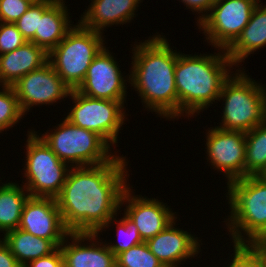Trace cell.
Wrapping results in <instances>:
<instances>
[{
    "label": "cell",
    "mask_w": 266,
    "mask_h": 267,
    "mask_svg": "<svg viewBox=\"0 0 266 267\" xmlns=\"http://www.w3.org/2000/svg\"><path fill=\"white\" fill-rule=\"evenodd\" d=\"M120 154L104 164L69 169L55 199L70 233H97L120 210L131 179L130 161Z\"/></svg>",
    "instance_id": "6da1fadb"
},
{
    "label": "cell",
    "mask_w": 266,
    "mask_h": 267,
    "mask_svg": "<svg viewBox=\"0 0 266 267\" xmlns=\"http://www.w3.org/2000/svg\"><path fill=\"white\" fill-rule=\"evenodd\" d=\"M163 34L155 32L146 40L135 39L130 44L129 80L144 110L154 112L160 119L175 121L178 120V93L174 73L178 51Z\"/></svg>",
    "instance_id": "7a4b0ae2"
},
{
    "label": "cell",
    "mask_w": 266,
    "mask_h": 267,
    "mask_svg": "<svg viewBox=\"0 0 266 267\" xmlns=\"http://www.w3.org/2000/svg\"><path fill=\"white\" fill-rule=\"evenodd\" d=\"M214 50L217 52L203 54L178 51L174 73L178 93V119L185 117L190 121V118H196L201 112L217 104L224 82L237 69L225 50Z\"/></svg>",
    "instance_id": "3957f363"
},
{
    "label": "cell",
    "mask_w": 266,
    "mask_h": 267,
    "mask_svg": "<svg viewBox=\"0 0 266 267\" xmlns=\"http://www.w3.org/2000/svg\"><path fill=\"white\" fill-rule=\"evenodd\" d=\"M226 185L224 195L230 211L222 222L229 243L262 244L266 240V181L247 176Z\"/></svg>",
    "instance_id": "277c9868"
},
{
    "label": "cell",
    "mask_w": 266,
    "mask_h": 267,
    "mask_svg": "<svg viewBox=\"0 0 266 267\" xmlns=\"http://www.w3.org/2000/svg\"><path fill=\"white\" fill-rule=\"evenodd\" d=\"M247 71L236 69L224 82L217 100L223 103L222 117L216 127L246 133L266 120V85Z\"/></svg>",
    "instance_id": "5b68a950"
},
{
    "label": "cell",
    "mask_w": 266,
    "mask_h": 267,
    "mask_svg": "<svg viewBox=\"0 0 266 267\" xmlns=\"http://www.w3.org/2000/svg\"><path fill=\"white\" fill-rule=\"evenodd\" d=\"M59 122L43 134L32 130L70 167L104 164L118 155V149L113 152L114 148L96 132L73 125L65 118Z\"/></svg>",
    "instance_id": "8992f818"
},
{
    "label": "cell",
    "mask_w": 266,
    "mask_h": 267,
    "mask_svg": "<svg viewBox=\"0 0 266 267\" xmlns=\"http://www.w3.org/2000/svg\"><path fill=\"white\" fill-rule=\"evenodd\" d=\"M105 36L76 22L48 54V62L71 90L79 87L92 60L108 44Z\"/></svg>",
    "instance_id": "52a82bcc"
},
{
    "label": "cell",
    "mask_w": 266,
    "mask_h": 267,
    "mask_svg": "<svg viewBox=\"0 0 266 267\" xmlns=\"http://www.w3.org/2000/svg\"><path fill=\"white\" fill-rule=\"evenodd\" d=\"M25 136L24 168L21 169L25 180L21 179L22 185L30 197L56 198L71 167L61 161L32 128L27 130Z\"/></svg>",
    "instance_id": "ba28073f"
},
{
    "label": "cell",
    "mask_w": 266,
    "mask_h": 267,
    "mask_svg": "<svg viewBox=\"0 0 266 267\" xmlns=\"http://www.w3.org/2000/svg\"><path fill=\"white\" fill-rule=\"evenodd\" d=\"M68 99L73 105L68 107L67 116L63 118L80 128L96 132L115 150L120 143V130L130 120L125 107L127 102L92 98L76 90L70 91Z\"/></svg>",
    "instance_id": "9c48e42d"
},
{
    "label": "cell",
    "mask_w": 266,
    "mask_h": 267,
    "mask_svg": "<svg viewBox=\"0 0 266 267\" xmlns=\"http://www.w3.org/2000/svg\"><path fill=\"white\" fill-rule=\"evenodd\" d=\"M257 4L254 0H216L197 24L203 43L226 50L246 27Z\"/></svg>",
    "instance_id": "30bf717a"
},
{
    "label": "cell",
    "mask_w": 266,
    "mask_h": 267,
    "mask_svg": "<svg viewBox=\"0 0 266 267\" xmlns=\"http://www.w3.org/2000/svg\"><path fill=\"white\" fill-rule=\"evenodd\" d=\"M205 156L210 169L221 173L226 184L245 177V132L223 130L216 126L205 132Z\"/></svg>",
    "instance_id": "8fae6325"
},
{
    "label": "cell",
    "mask_w": 266,
    "mask_h": 267,
    "mask_svg": "<svg viewBox=\"0 0 266 267\" xmlns=\"http://www.w3.org/2000/svg\"><path fill=\"white\" fill-rule=\"evenodd\" d=\"M109 48L105 46L92 60L83 82L76 91L92 98L126 102L129 99V73L122 72L117 57H114L115 53Z\"/></svg>",
    "instance_id": "7c38bea8"
},
{
    "label": "cell",
    "mask_w": 266,
    "mask_h": 267,
    "mask_svg": "<svg viewBox=\"0 0 266 267\" xmlns=\"http://www.w3.org/2000/svg\"><path fill=\"white\" fill-rule=\"evenodd\" d=\"M12 87L25 117L33 107L64 102L71 91L49 62L20 78Z\"/></svg>",
    "instance_id": "4fadbf2b"
},
{
    "label": "cell",
    "mask_w": 266,
    "mask_h": 267,
    "mask_svg": "<svg viewBox=\"0 0 266 267\" xmlns=\"http://www.w3.org/2000/svg\"><path fill=\"white\" fill-rule=\"evenodd\" d=\"M135 193L133 185L129 184L123 191L120 209L135 223L143 242H147L162 232L179 215L158 197L148 198V196L135 195Z\"/></svg>",
    "instance_id": "5bb4252c"
},
{
    "label": "cell",
    "mask_w": 266,
    "mask_h": 267,
    "mask_svg": "<svg viewBox=\"0 0 266 267\" xmlns=\"http://www.w3.org/2000/svg\"><path fill=\"white\" fill-rule=\"evenodd\" d=\"M19 229L51 240L59 247L70 231L65 227L55 198L29 197L25 202Z\"/></svg>",
    "instance_id": "9a60e30c"
},
{
    "label": "cell",
    "mask_w": 266,
    "mask_h": 267,
    "mask_svg": "<svg viewBox=\"0 0 266 267\" xmlns=\"http://www.w3.org/2000/svg\"><path fill=\"white\" fill-rule=\"evenodd\" d=\"M178 218L146 242L150 251L165 267H180L181 264L184 267L186 260L190 262L188 260H193L198 255L200 257V252L203 251L201 236L197 237L195 233L177 227L180 225L176 223Z\"/></svg>",
    "instance_id": "2e32d148"
},
{
    "label": "cell",
    "mask_w": 266,
    "mask_h": 267,
    "mask_svg": "<svg viewBox=\"0 0 266 267\" xmlns=\"http://www.w3.org/2000/svg\"><path fill=\"white\" fill-rule=\"evenodd\" d=\"M103 240L97 233H70L59 246L64 267H116V256Z\"/></svg>",
    "instance_id": "e0dca14e"
},
{
    "label": "cell",
    "mask_w": 266,
    "mask_h": 267,
    "mask_svg": "<svg viewBox=\"0 0 266 267\" xmlns=\"http://www.w3.org/2000/svg\"><path fill=\"white\" fill-rule=\"evenodd\" d=\"M78 22L85 28L100 33L134 21L144 0H90ZM118 25V26H117ZM107 28V29H106Z\"/></svg>",
    "instance_id": "ac0fdd59"
},
{
    "label": "cell",
    "mask_w": 266,
    "mask_h": 267,
    "mask_svg": "<svg viewBox=\"0 0 266 267\" xmlns=\"http://www.w3.org/2000/svg\"><path fill=\"white\" fill-rule=\"evenodd\" d=\"M48 63V53L33 42L0 55V86H12L20 78Z\"/></svg>",
    "instance_id": "d6986e66"
},
{
    "label": "cell",
    "mask_w": 266,
    "mask_h": 267,
    "mask_svg": "<svg viewBox=\"0 0 266 267\" xmlns=\"http://www.w3.org/2000/svg\"><path fill=\"white\" fill-rule=\"evenodd\" d=\"M264 47H266V4L258 3L246 27L225 51L237 69L239 67L244 69L241 63H245L249 55L251 57V54H256Z\"/></svg>",
    "instance_id": "ffe728a7"
},
{
    "label": "cell",
    "mask_w": 266,
    "mask_h": 267,
    "mask_svg": "<svg viewBox=\"0 0 266 267\" xmlns=\"http://www.w3.org/2000/svg\"><path fill=\"white\" fill-rule=\"evenodd\" d=\"M65 3H68V1L56 0L39 17L38 29H36L35 36L30 41L43 48L48 54L75 25L71 19L72 16H70V9H68L70 4L66 5Z\"/></svg>",
    "instance_id": "44dd1931"
},
{
    "label": "cell",
    "mask_w": 266,
    "mask_h": 267,
    "mask_svg": "<svg viewBox=\"0 0 266 267\" xmlns=\"http://www.w3.org/2000/svg\"><path fill=\"white\" fill-rule=\"evenodd\" d=\"M1 238L21 267L30 261L50 255L58 248L51 240L34 236L19 228L6 232Z\"/></svg>",
    "instance_id": "7402d4cb"
},
{
    "label": "cell",
    "mask_w": 266,
    "mask_h": 267,
    "mask_svg": "<svg viewBox=\"0 0 266 267\" xmlns=\"http://www.w3.org/2000/svg\"><path fill=\"white\" fill-rule=\"evenodd\" d=\"M30 197L22 183L0 178V237L6 232L17 229L25 202Z\"/></svg>",
    "instance_id": "603a6c76"
},
{
    "label": "cell",
    "mask_w": 266,
    "mask_h": 267,
    "mask_svg": "<svg viewBox=\"0 0 266 267\" xmlns=\"http://www.w3.org/2000/svg\"><path fill=\"white\" fill-rule=\"evenodd\" d=\"M121 209L117 212L116 216H114L113 218H111L98 232L97 234L99 236H103L102 233H105L106 230L109 231V229L113 226H115V233L116 235L114 237H116L117 239L113 242L112 239H110L109 241L104 240L105 244L107 245V247L109 248V250L115 255L117 256L118 254L128 250L129 248H131L132 246H135L137 244H142L143 240L139 235L137 226L135 225V223L129 219L124 213H121ZM119 214L121 216V214L123 215L120 218ZM118 219V220H117ZM110 227V228H109ZM106 229V230H105ZM105 231V232H103Z\"/></svg>",
    "instance_id": "cb8c5ba5"
},
{
    "label": "cell",
    "mask_w": 266,
    "mask_h": 267,
    "mask_svg": "<svg viewBox=\"0 0 266 267\" xmlns=\"http://www.w3.org/2000/svg\"><path fill=\"white\" fill-rule=\"evenodd\" d=\"M245 177L259 176L266 168V120L245 133Z\"/></svg>",
    "instance_id": "d4e9b609"
},
{
    "label": "cell",
    "mask_w": 266,
    "mask_h": 267,
    "mask_svg": "<svg viewBox=\"0 0 266 267\" xmlns=\"http://www.w3.org/2000/svg\"><path fill=\"white\" fill-rule=\"evenodd\" d=\"M18 98L12 86H0V134L24 120Z\"/></svg>",
    "instance_id": "484cf974"
},
{
    "label": "cell",
    "mask_w": 266,
    "mask_h": 267,
    "mask_svg": "<svg viewBox=\"0 0 266 267\" xmlns=\"http://www.w3.org/2000/svg\"><path fill=\"white\" fill-rule=\"evenodd\" d=\"M116 267H165L146 242L132 246L116 256Z\"/></svg>",
    "instance_id": "4316f807"
},
{
    "label": "cell",
    "mask_w": 266,
    "mask_h": 267,
    "mask_svg": "<svg viewBox=\"0 0 266 267\" xmlns=\"http://www.w3.org/2000/svg\"><path fill=\"white\" fill-rule=\"evenodd\" d=\"M231 254L222 267H261V244L230 243ZM231 258V259H230ZM228 262V264H227Z\"/></svg>",
    "instance_id": "83f0119b"
},
{
    "label": "cell",
    "mask_w": 266,
    "mask_h": 267,
    "mask_svg": "<svg viewBox=\"0 0 266 267\" xmlns=\"http://www.w3.org/2000/svg\"><path fill=\"white\" fill-rule=\"evenodd\" d=\"M56 0H41L28 8V10L15 22L23 38L30 42L38 29L39 17L55 2Z\"/></svg>",
    "instance_id": "f1b7e54d"
},
{
    "label": "cell",
    "mask_w": 266,
    "mask_h": 267,
    "mask_svg": "<svg viewBox=\"0 0 266 267\" xmlns=\"http://www.w3.org/2000/svg\"><path fill=\"white\" fill-rule=\"evenodd\" d=\"M25 42L15 23L0 22V55L19 48Z\"/></svg>",
    "instance_id": "f546056e"
},
{
    "label": "cell",
    "mask_w": 266,
    "mask_h": 267,
    "mask_svg": "<svg viewBox=\"0 0 266 267\" xmlns=\"http://www.w3.org/2000/svg\"><path fill=\"white\" fill-rule=\"evenodd\" d=\"M31 5L30 0H0V22L15 23Z\"/></svg>",
    "instance_id": "4dcf8cb0"
},
{
    "label": "cell",
    "mask_w": 266,
    "mask_h": 267,
    "mask_svg": "<svg viewBox=\"0 0 266 267\" xmlns=\"http://www.w3.org/2000/svg\"><path fill=\"white\" fill-rule=\"evenodd\" d=\"M179 3L181 2L189 11H192V14L198 15L197 18L195 16L196 25L201 22V20L209 13L211 7L215 3L216 0H177ZM196 13V14H195Z\"/></svg>",
    "instance_id": "1f68e13d"
},
{
    "label": "cell",
    "mask_w": 266,
    "mask_h": 267,
    "mask_svg": "<svg viewBox=\"0 0 266 267\" xmlns=\"http://www.w3.org/2000/svg\"><path fill=\"white\" fill-rule=\"evenodd\" d=\"M24 267H64V259L60 247L50 255L30 261Z\"/></svg>",
    "instance_id": "d6a6232c"
},
{
    "label": "cell",
    "mask_w": 266,
    "mask_h": 267,
    "mask_svg": "<svg viewBox=\"0 0 266 267\" xmlns=\"http://www.w3.org/2000/svg\"><path fill=\"white\" fill-rule=\"evenodd\" d=\"M0 267H21L2 238H0Z\"/></svg>",
    "instance_id": "836d02e7"
},
{
    "label": "cell",
    "mask_w": 266,
    "mask_h": 267,
    "mask_svg": "<svg viewBox=\"0 0 266 267\" xmlns=\"http://www.w3.org/2000/svg\"><path fill=\"white\" fill-rule=\"evenodd\" d=\"M261 267H266V248L261 244Z\"/></svg>",
    "instance_id": "e575fe53"
},
{
    "label": "cell",
    "mask_w": 266,
    "mask_h": 267,
    "mask_svg": "<svg viewBox=\"0 0 266 267\" xmlns=\"http://www.w3.org/2000/svg\"><path fill=\"white\" fill-rule=\"evenodd\" d=\"M259 177H261L264 181H266V168L261 172Z\"/></svg>",
    "instance_id": "d590c367"
},
{
    "label": "cell",
    "mask_w": 266,
    "mask_h": 267,
    "mask_svg": "<svg viewBox=\"0 0 266 267\" xmlns=\"http://www.w3.org/2000/svg\"><path fill=\"white\" fill-rule=\"evenodd\" d=\"M32 3H36V2H39L41 0H30Z\"/></svg>",
    "instance_id": "8d00e7d4"
},
{
    "label": "cell",
    "mask_w": 266,
    "mask_h": 267,
    "mask_svg": "<svg viewBox=\"0 0 266 267\" xmlns=\"http://www.w3.org/2000/svg\"><path fill=\"white\" fill-rule=\"evenodd\" d=\"M254 1L257 3H263L264 4V2H261L262 0H254Z\"/></svg>",
    "instance_id": "74e56055"
},
{
    "label": "cell",
    "mask_w": 266,
    "mask_h": 267,
    "mask_svg": "<svg viewBox=\"0 0 266 267\" xmlns=\"http://www.w3.org/2000/svg\"><path fill=\"white\" fill-rule=\"evenodd\" d=\"M262 245L266 248V240L262 243Z\"/></svg>",
    "instance_id": "f35d334b"
}]
</instances>
